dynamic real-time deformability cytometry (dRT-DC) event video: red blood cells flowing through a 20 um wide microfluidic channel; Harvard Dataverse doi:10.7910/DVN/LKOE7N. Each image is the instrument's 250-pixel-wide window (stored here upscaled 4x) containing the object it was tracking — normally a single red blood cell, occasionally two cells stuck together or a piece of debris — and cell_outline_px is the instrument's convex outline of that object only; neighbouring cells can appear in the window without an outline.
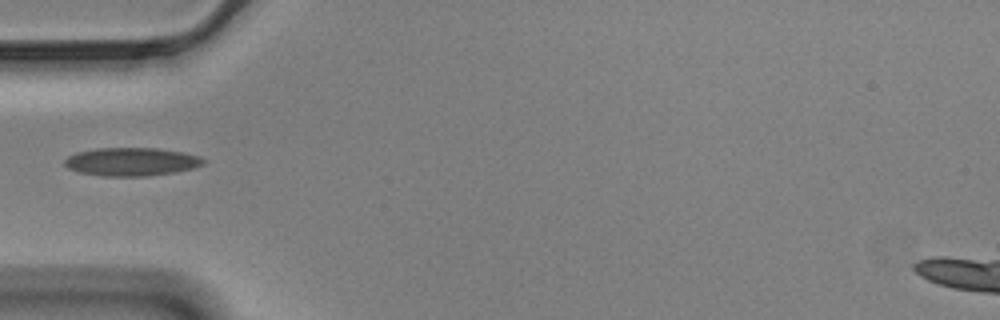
{"species": "Egyptian fruit bat (a non-hibernating species)", "species_latin": "Rousettus aegyptiacus", "temperature_condition": "cold", "stored_images_in_passage": 24, "camera_frame_rate_fps": 3000, "um_per_image_px": 0.085, "animal": {"sex": "male"}, "frame": {"image": 1, "passage_image": 1, "time_ms": 0.0, "image_size_px": [1000, 320], "cell_outline_px": [[204, 164], [192, 168], [176, 172], [144, 176], [104, 176], [80, 172], [68, 168], [64, 164], [64, 160], [68, 156], [76, 152], [96, 148], [156, 148], [184, 152], [196, 156], [204, 160]], "centroid_in_image_um": [11.14, 13.74], "position_along_channel_um": 73.9, "area_um2": 22.72}}
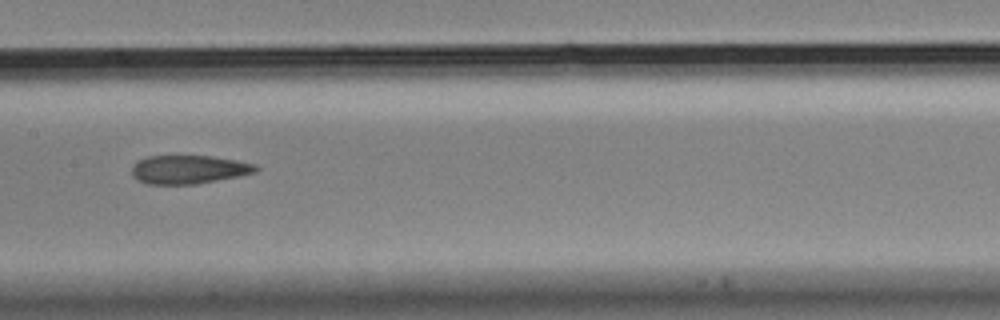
{"frame": {"image": 2, "passage_image": 11, "time_ms": 3.333, "image_size_px": [1000, 320], "cell_outline_px": [[260, 168], [256, 172], [240, 176], [196, 184], [144, 184], [136, 180], [132, 176], [132, 168], [140, 160], [148, 156], [212, 156], [236, 160], [256, 164]], "centroid_in_image_um": [16.06, 14.41], "position_along_channel_um": 191.3, "area_um2": 20.69}}
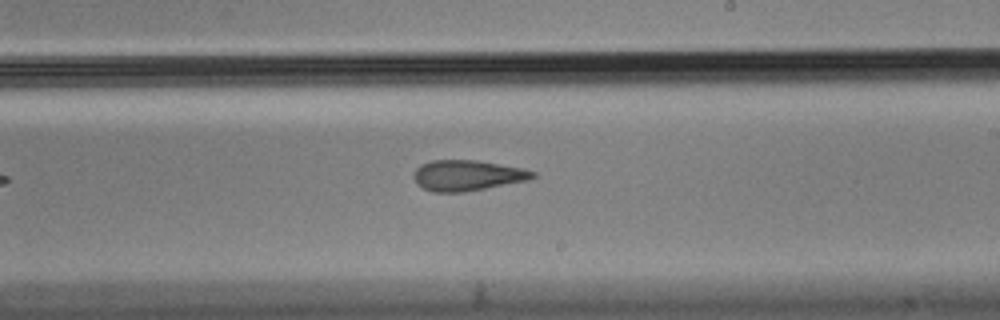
{"frame": {"image": 3, "passage_image": 16, "time_ms": 5.0, "image_size_px": [1000, 320], "cell_outline_px": [[536, 176], [528, 180], [464, 192], [432, 192], [416, 184], [412, 176], [416, 168], [420, 164], [432, 160], [476, 160], [520, 168], [536, 172]], "centroid_in_image_um": [39.66, 14.91], "position_along_channel_um": 249.3, "area_um2": 21.15}}